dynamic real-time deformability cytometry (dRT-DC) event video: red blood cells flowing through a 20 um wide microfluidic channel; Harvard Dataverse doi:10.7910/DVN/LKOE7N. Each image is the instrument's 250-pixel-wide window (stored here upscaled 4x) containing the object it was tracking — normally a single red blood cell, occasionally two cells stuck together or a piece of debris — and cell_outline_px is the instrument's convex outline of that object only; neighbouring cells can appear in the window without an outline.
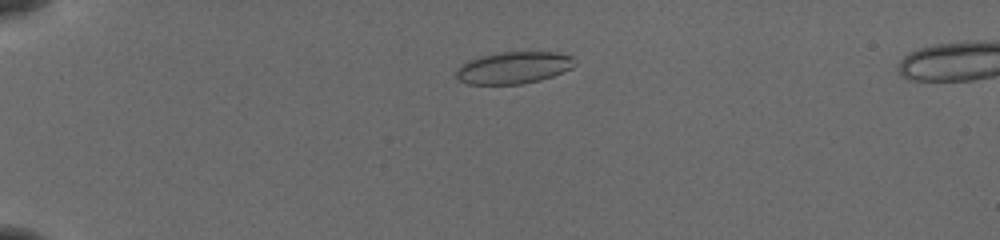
{"species": "common noctule bat (a hibernating species)", "species_latin": "Nyctalus noctula", "temperature_condition": "cold", "stored_images_in_passage": 53, "camera_frame_rate_fps": 3000, "um_per_image_px": 0.085, "animal": {"sex": "female", "body_mass_g": 19.5, "forearm_length_mm": 54.1}, "frame": {"image": 1, "passage_image": 13, "time_ms": 4.0, "image_size_px": [1000, 240], "cell_outline_px": [[576, 64], [572, 68], [552, 76], [540, 80], [520, 84], [468, 84], [460, 80], [456, 76], [456, 68], [468, 60], [500, 52], [556, 52], [572, 56]], "centroid_in_image_um": [43.66, 5.75], "position_along_channel_um": 41.3, "area_um2": 21.96}}
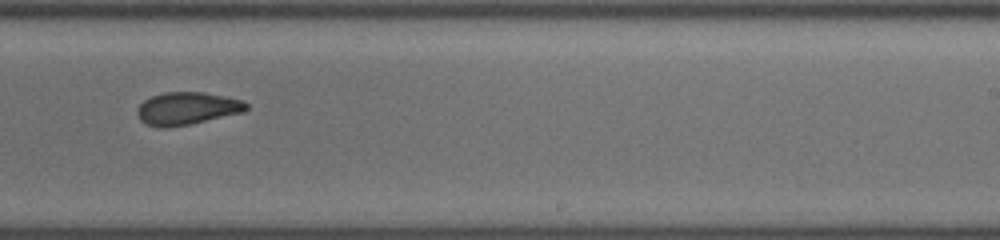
{"frame": {"image": 2, "passage_image": 35, "time_ms": 11.333, "image_size_px": [1000, 240], "cell_outline_px": [[248, 108], [244, 112], [188, 124], [164, 128], [160, 128], [148, 124], [140, 120], [136, 116], [136, 108], [144, 100], [152, 96], [164, 92], [204, 92], [228, 96], [244, 100], [248, 104]], "centroid_in_image_um": [15.9, 9.2], "position_along_channel_um": 273.1, "area_um2": 20.87}}
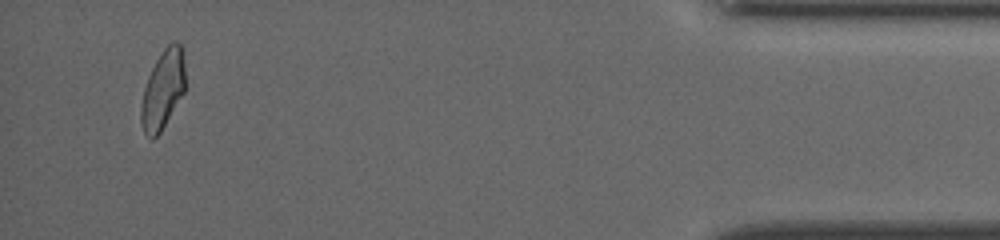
{"frame": {"image": 3, "passage_image": 51, "time_ms": 16.667, "image_size_px": [1000, 240], "cell_outline_px": [[184, 92], [160, 132], [152, 140], [144, 132], [140, 120], [140, 108], [144, 88], [148, 76], [156, 60], [164, 48], [172, 40], [176, 40], [184, 48]], "centroid_in_image_um": [13.84, 7.57], "position_along_channel_um": 421.4, "area_um2": 20.29}, "authors_computed_cell_mechanics": {"area_um2": 21.6172, "velocity_mm_per_s": 3.8871, "shape_relaxation_time_tau1_ms": null, "shape_relaxation_time_tau2_ms": 2.0136, "deformation_change_tau1": null, "deformation_change_tau2": 0.0758}}